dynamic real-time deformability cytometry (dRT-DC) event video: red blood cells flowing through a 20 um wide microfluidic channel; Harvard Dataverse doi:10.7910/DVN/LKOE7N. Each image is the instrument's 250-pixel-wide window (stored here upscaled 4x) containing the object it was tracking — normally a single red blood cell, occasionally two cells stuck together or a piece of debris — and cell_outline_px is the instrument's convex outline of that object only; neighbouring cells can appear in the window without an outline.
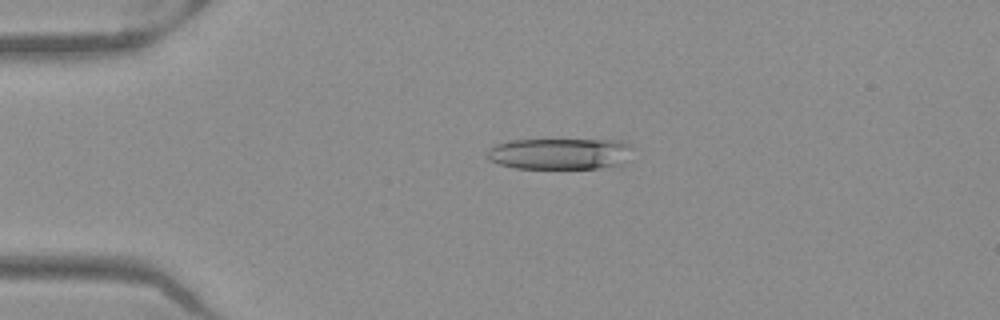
{"species": "Egyptian fruit bat (a non-hibernating species)", "species_latin": "Rousettus aegyptiacus", "temperature_condition": "warm", "stored_images_in_passage": 42, "camera_frame_rate_fps": 3000, "um_per_image_px": 0.085, "frame": {"image": 1, "passage_image": 3, "time_ms": 0.667, "image_size_px": [1000, 320], "cell_outline_px": [[636, 148], [624, 164], [600, 168], [516, 168], [500, 164], [488, 160], [488, 148], [496, 144], [512, 140], [620, 140], [632, 144]], "centroid_in_image_um": [47.68, 13.06], "position_along_channel_um": 37.3, "area_um2": 26.88}}
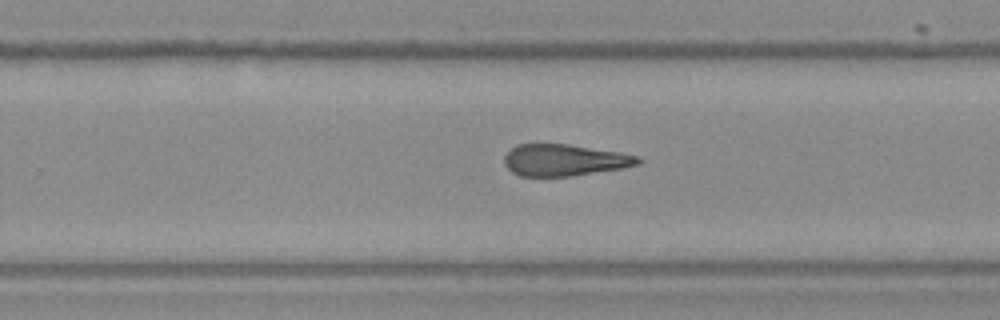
{"frame": {"image": 2, "passage_image": 24, "time_ms": 7.667, "image_size_px": [1000, 320], "cell_outline_px": [[644, 160], [640, 164], [624, 168], [572, 176], [520, 176], [512, 172], [504, 164], [504, 156], [516, 144], [568, 144], [620, 152], [636, 156]], "centroid_in_image_um": [47.99, 13.61], "position_along_channel_um": 281.8, "area_um2": 24.74}}
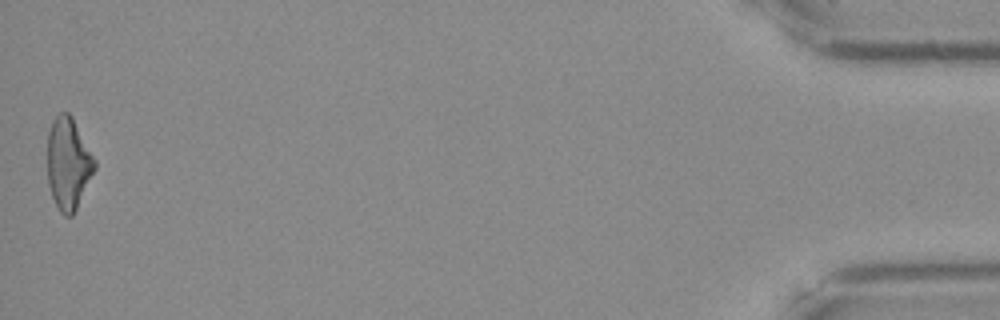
{"frame": {"image": 3, "passage_image": 42, "time_ms": 13.667, "image_size_px": [1000, 320], "cell_outline_px": [[96, 168], [72, 216], [64, 216], [60, 212], [52, 196], [48, 184], [48, 132], [52, 120], [60, 112], [68, 112], [72, 116], [96, 160]], "centroid_in_image_um": [5.8, 13.88], "position_along_channel_um": 429.4, "area_um2": 25.2}, "authors_computed_cell_mechanics": {"area_um2": 25.5187, "velocity_mm_per_s": 4.0122, "shape_relaxation_time_tau1_ms": null, "shape_relaxation_time_tau2_ms": 7.8093, "deformation_change_tau1": null, "deformation_change_tau2": 0.2553}}